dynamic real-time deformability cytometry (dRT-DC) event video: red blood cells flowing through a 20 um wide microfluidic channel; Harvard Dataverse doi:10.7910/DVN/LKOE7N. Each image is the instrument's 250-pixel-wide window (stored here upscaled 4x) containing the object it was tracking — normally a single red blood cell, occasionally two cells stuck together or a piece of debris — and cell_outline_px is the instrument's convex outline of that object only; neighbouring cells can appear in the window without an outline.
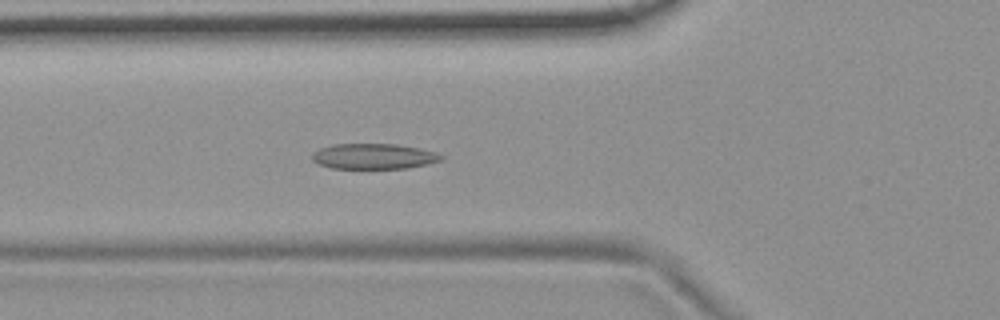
{"species": "common noctule bat (a hibernating species)", "species_latin": "Nyctalus noctula", "temperature_condition": "room temperature", "stored_images_in_passage": 55, "camera_frame_rate_fps": 3000, "um_per_image_px": 0.085, "animal": {"sex": "female", "body_mass_g": 19.9}, "frame": {"image": 1, "passage_image": 20, "time_ms": 6.333, "image_size_px": [1000, 320], "cell_outline_px": [[444, 156], [440, 160], [428, 164], [408, 168], [332, 168], [316, 164], [312, 160], [312, 152], [320, 148], [332, 144], [396, 144], [420, 148], [436, 152]], "centroid_in_image_um": [31.74, 13.28], "position_along_channel_um": 94.1, "area_um2": 19.25}}
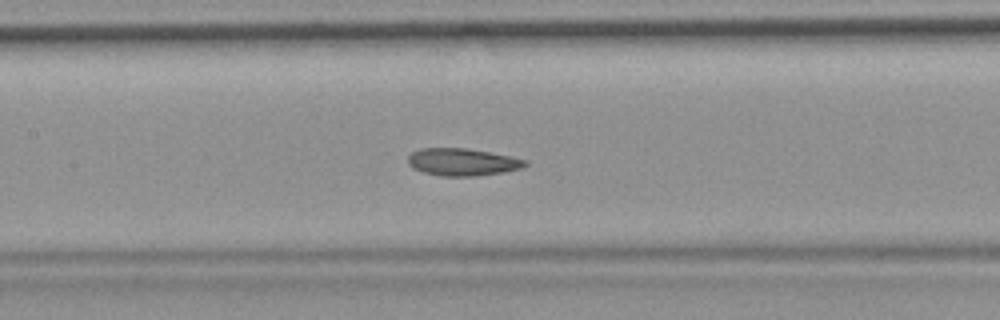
{"frame": {"image": 2, "passage_image": 26, "time_ms": 8.333, "image_size_px": [1000, 320], "cell_outline_px": [[528, 164], [520, 168], [504, 172], [476, 176], [440, 176], [424, 172], [412, 168], [408, 164], [408, 156], [412, 152], [420, 148], [464, 148], [488, 152], [528, 160]], "centroid_in_image_um": [39.28, 13.77], "position_along_channel_um": 168.1, "area_um2": 18.61}}
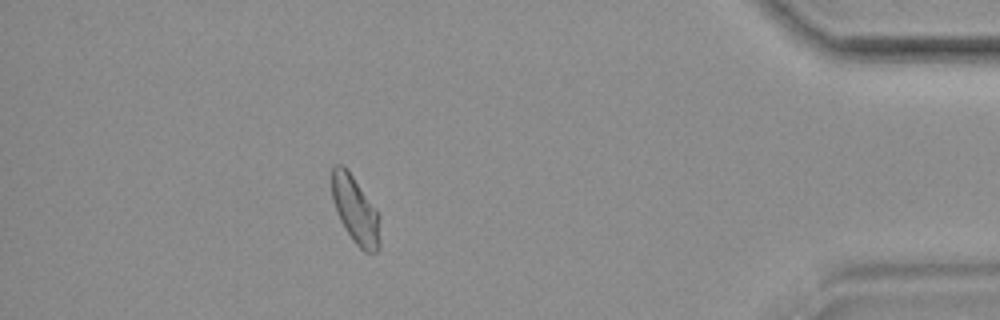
{"frame": {"image": 3, "passage_image": 49, "time_ms": 16.0, "image_size_px": [1000, 320], "cell_outline_px": [[380, 248], [376, 252], [364, 252], [352, 240], [340, 220], [332, 200], [332, 168], [336, 164], [340, 164], [352, 176], [376, 208], [380, 240]], "centroid_in_image_um": [30.19, 17.89], "position_along_channel_um": 405.0, "area_um2": 18.44}, "authors_computed_cell_mechanics": {"area_um2": 19.2474, "velocity_mm_per_s": 3.6902, "shape_relaxation_time_tau1_ms": 7.4186, "shape_relaxation_time_tau2_ms": 2.647, "deformation_change_tau1": 0.152, "deformation_change_tau2": 0.0892}}